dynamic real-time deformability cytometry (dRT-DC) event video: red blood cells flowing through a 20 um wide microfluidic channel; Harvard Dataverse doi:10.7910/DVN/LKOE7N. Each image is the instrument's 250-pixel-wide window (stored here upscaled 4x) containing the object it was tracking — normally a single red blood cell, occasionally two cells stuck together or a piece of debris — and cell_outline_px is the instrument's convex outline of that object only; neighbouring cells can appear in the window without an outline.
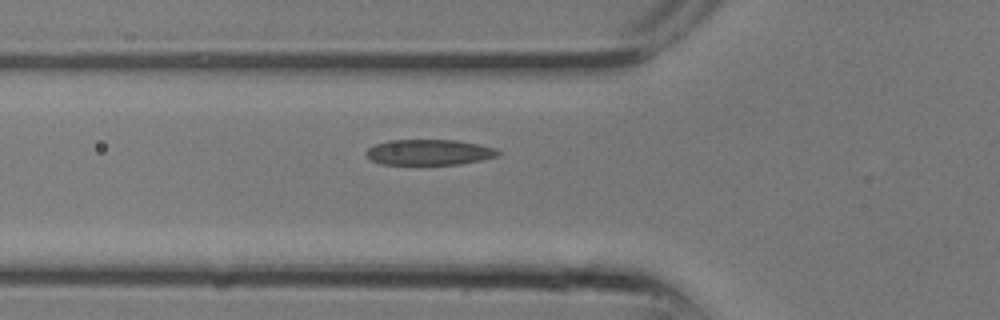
{"species": "common noctule bat (a hibernating species)", "species_latin": "Nyctalus noctula", "temperature_condition": "room temperature", "stored_images_in_passage": 15, "camera_frame_rate_fps": 3000, "um_per_image_px": 0.085, "animal": {"sex": "male", "body_mass_g": 13.3}, "frame": {"image": 1, "passage_image": 7, "time_ms": 2.0, "image_size_px": [1000, 320], "cell_outline_px": [[500, 152], [496, 156], [480, 160], [460, 164], [380, 164], [364, 156], [364, 152], [368, 148], [376, 144], [388, 140], [456, 140], [496, 148]], "centroid_in_image_um": [36.42, 12.94], "position_along_channel_um": 89.4, "area_um2": 19.59}}
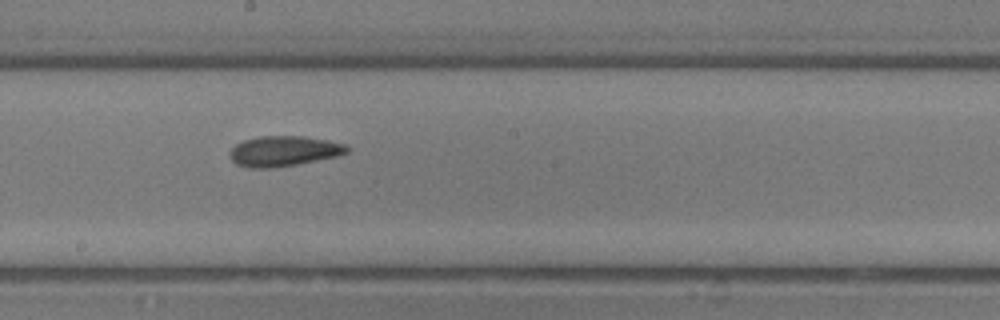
{"frame": {"image": 2, "passage_image": 12, "time_ms": 3.667, "image_size_px": [1000, 320], "cell_outline_px": [[348, 152], [336, 156], [296, 164], [272, 168], [248, 168], [236, 164], [228, 156], [228, 152], [236, 144], [244, 140], [260, 136], [304, 136], [328, 140], [348, 144]], "centroid_in_image_um": [24.09, 12.84], "position_along_channel_um": 224.1, "area_um2": 20.75}}
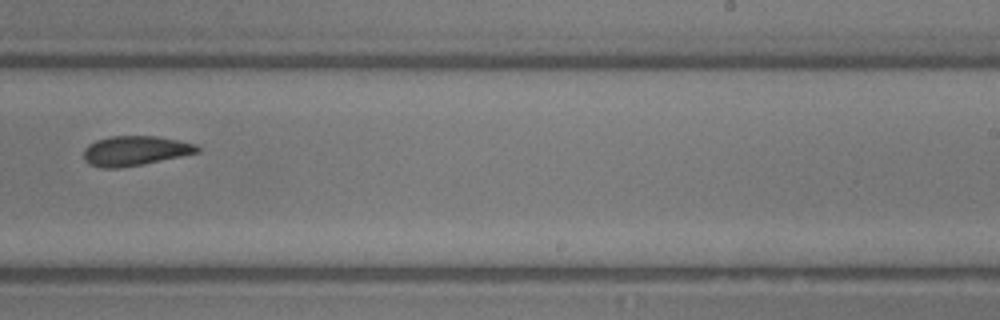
{"frame": {"image": 3, "passage_image": 14, "time_ms": 4.333, "image_size_px": [1000, 320], "cell_outline_px": [[200, 152], [120, 168], [100, 168], [88, 164], [84, 160], [84, 148], [88, 144], [96, 140], [112, 136], [156, 136], [196, 144], [200, 148]], "centroid_in_image_um": [11.43, 12.81], "position_along_channel_um": 277.6, "area_um2": 19.54}}